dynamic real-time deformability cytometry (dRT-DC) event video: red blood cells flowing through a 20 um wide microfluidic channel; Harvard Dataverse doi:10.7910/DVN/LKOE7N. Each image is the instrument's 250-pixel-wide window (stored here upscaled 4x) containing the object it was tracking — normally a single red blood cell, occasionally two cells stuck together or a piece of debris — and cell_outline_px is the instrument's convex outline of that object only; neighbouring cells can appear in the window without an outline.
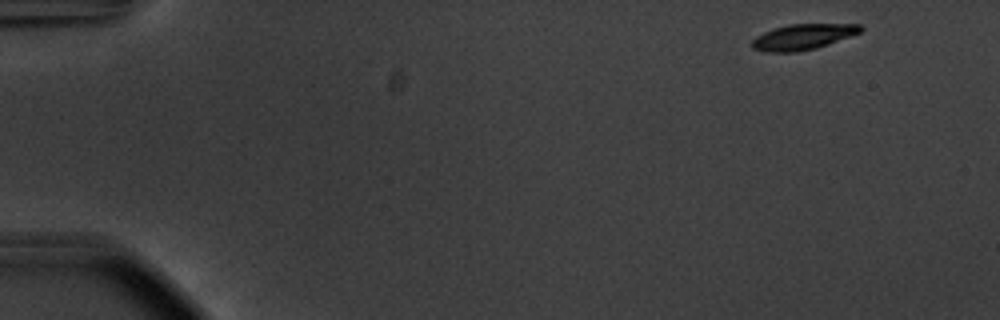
{"species": "common noctule bat (a hibernating species)", "species_latin": "Nyctalus noctula", "temperature_condition": "warm", "stored_images_in_passage": 51, "camera_frame_rate_fps": 3000, "um_per_image_px": 0.085, "animal": {"sex": "male", "body_mass_g": 20.1, "forearm_length_mm": 53.5}, "frame": {"image": 1, "passage_image": 1, "time_ms": 0.0, "image_size_px": [1000, 320], "cell_outline_px": [[864, 28], [860, 32], [828, 44], [816, 48], [796, 52], [764, 52], [752, 48], [752, 40], [756, 36], [764, 32], [788, 24], [860, 24]], "centroid_in_image_um": [68.23, 3.13], "position_along_channel_um": 16.8, "area_um2": 16.07}}
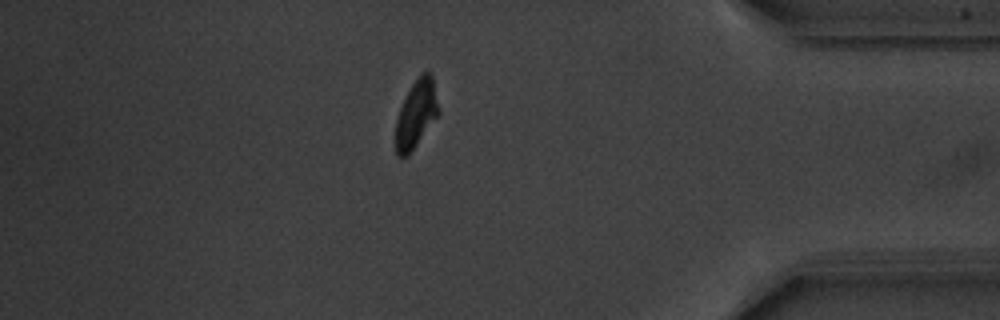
{"frame": {"image": 2, "passage_image": 44, "time_ms": 14.333, "image_size_px": [1000, 320], "cell_outline_px": [[440, 112], [408, 156], [396, 156], [396, 120], [400, 108], [412, 84], [420, 72], [428, 72], [432, 76], [440, 108]], "centroid_in_image_um": [35.39, 9.67], "position_along_channel_um": 399.8, "area_um2": 16.76}}
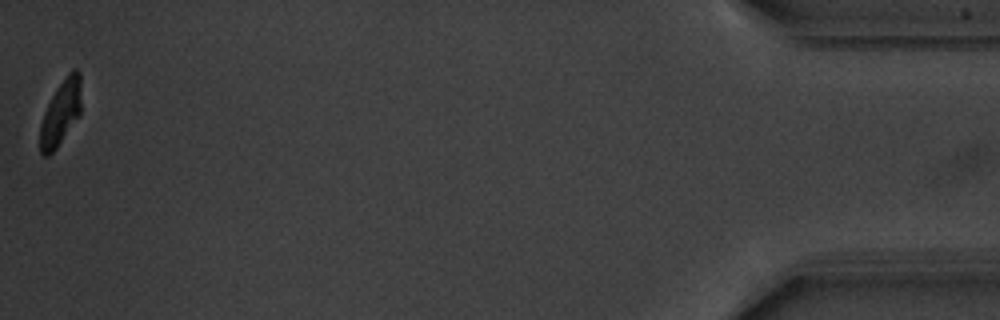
{"frame": {"image": 3, "passage_image": 51, "time_ms": 16.667, "image_size_px": [1000, 320], "cell_outline_px": [[80, 116], [56, 148], [48, 156], [44, 156], [40, 152], [40, 124], [44, 112], [56, 88], [68, 72], [72, 68], [76, 68], [80, 72]], "centroid_in_image_um": [5.16, 9.57], "position_along_channel_um": 430.0, "area_um2": 15.61}, "authors_computed_cell_mechanics": {"area_um2": 17.3978, "velocity_mm_per_s": 3.728, "shape_relaxation_time_tau1_ms": 2.4285, "shape_relaxation_time_tau2_ms": null, "deformation_change_tau1": 0.1425, "deformation_change_tau2": null}}